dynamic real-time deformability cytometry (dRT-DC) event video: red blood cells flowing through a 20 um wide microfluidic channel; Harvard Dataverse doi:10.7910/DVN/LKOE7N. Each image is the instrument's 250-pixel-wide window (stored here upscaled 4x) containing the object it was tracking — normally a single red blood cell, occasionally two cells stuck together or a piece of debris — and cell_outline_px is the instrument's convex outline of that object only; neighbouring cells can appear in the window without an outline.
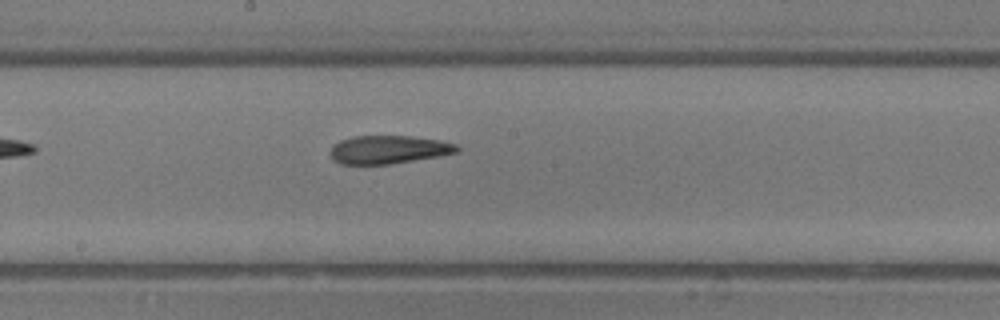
{"species": "common noctule bat (a hibernating species)", "species_latin": "Nyctalus noctula", "temperature_condition": "room temperature", "stored_images_in_passage": 10, "segment_of_instrument_passage": [1, 2], "camera_frame_rate_fps": 3000, "um_per_image_px": 0.085, "animal": {"sex": "male", "body_mass_g": 13.3}, "frame": {"image": 1, "passage_image": 9, "time_ms": 2.667, "image_size_px": [1000, 320], "cell_outline_px": [[460, 152], [388, 164], [340, 164], [332, 160], [332, 144], [340, 140], [352, 136], [412, 136], [440, 140], [456, 144], [460, 148]], "centroid_in_image_um": [33.02, 12.7], "position_along_channel_um": 215.2, "area_um2": 20.75}}